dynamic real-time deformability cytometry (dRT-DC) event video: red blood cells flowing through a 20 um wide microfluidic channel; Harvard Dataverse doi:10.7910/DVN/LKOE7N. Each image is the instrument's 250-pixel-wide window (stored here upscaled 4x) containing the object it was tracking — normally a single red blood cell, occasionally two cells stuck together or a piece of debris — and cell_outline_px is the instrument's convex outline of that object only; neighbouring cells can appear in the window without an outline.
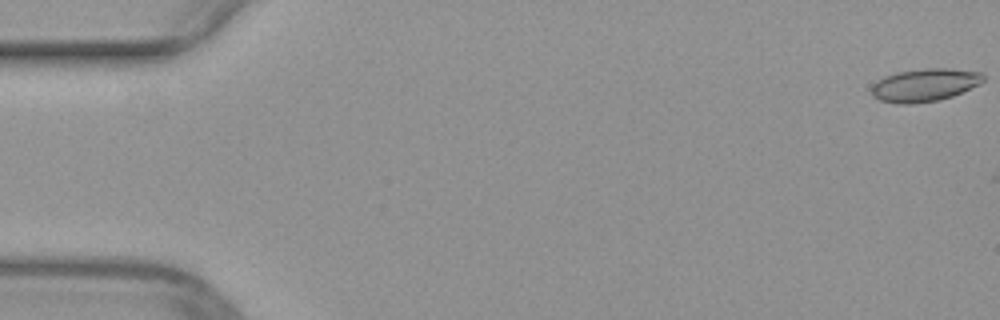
{"species": "common noctule bat (a hibernating species)", "species_latin": "Nyctalus noctula", "temperature_condition": "warm", "stored_images_in_passage": 2, "camera_frame_rate_fps": 3000, "um_per_image_px": 0.085, "animal": {"sex": "female", "body_mass_g": 29.2, "forearm_length_mm": 56.3}, "frame": {"image": 1, "passage_image": 1, "time_ms": 0.0, "image_size_px": [1000, 320], "cell_outline_px": [[984, 80], [980, 84], [952, 96], [940, 100], [912, 104], [896, 104], [880, 100], [872, 96], [872, 84], [884, 76], [896, 72], [924, 68], [948, 68], [980, 72], [984, 76]], "centroid_in_image_um": [78.58, 7.23], "position_along_channel_um": 6.4, "area_um2": 21.56}}